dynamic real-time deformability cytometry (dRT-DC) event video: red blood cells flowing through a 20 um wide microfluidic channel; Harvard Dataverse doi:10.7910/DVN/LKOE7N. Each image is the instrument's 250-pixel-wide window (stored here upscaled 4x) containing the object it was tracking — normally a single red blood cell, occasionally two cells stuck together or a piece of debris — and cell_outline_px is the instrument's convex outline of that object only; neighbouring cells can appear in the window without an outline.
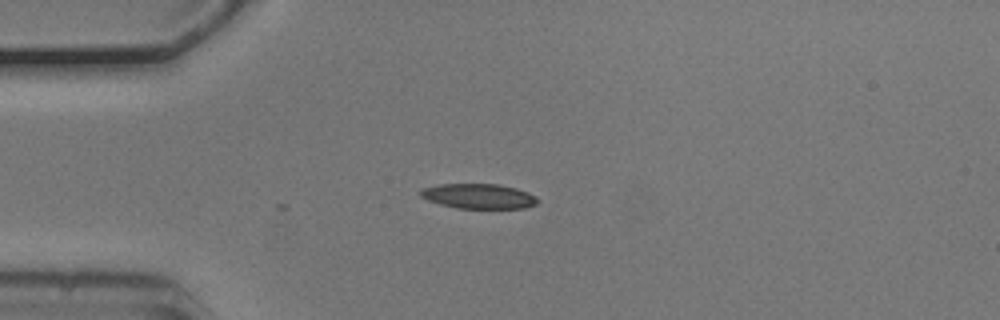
{"species": "common noctule bat (a hibernating species)", "species_latin": "Nyctalus noctula", "temperature_condition": "cold", "stored_images_in_passage": 3, "camera_frame_rate_fps": 3000, "um_per_image_px": 0.085, "animal": {"sex": "male", "body_mass_g": 20.5, "forearm_length_mm": 52.5}, "frame": {"image": 1, "passage_image": 1, "time_ms": 0.0, "image_size_px": [1000, 320], "cell_outline_px": [[536, 204], [524, 208], [456, 208], [440, 204], [428, 200], [420, 196], [420, 188], [440, 184], [496, 184], [516, 188], [528, 192], [536, 196]], "centroid_in_image_um": [40.65, 16.67], "position_along_channel_um": 44.4, "area_um2": 16.94}}